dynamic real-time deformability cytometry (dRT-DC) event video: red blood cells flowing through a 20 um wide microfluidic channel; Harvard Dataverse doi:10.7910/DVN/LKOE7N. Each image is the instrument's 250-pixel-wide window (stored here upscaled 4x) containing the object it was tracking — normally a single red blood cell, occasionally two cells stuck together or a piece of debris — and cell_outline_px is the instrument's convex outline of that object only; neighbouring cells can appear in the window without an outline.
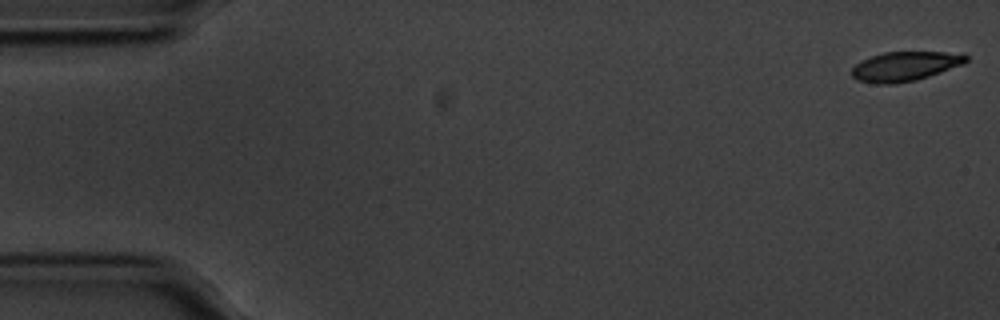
{"species": "common noctule bat (a hibernating species)", "species_latin": "Nyctalus noctula", "temperature_condition": "cold", "stored_images_in_passage": 56, "camera_frame_rate_fps": 3000, "um_per_image_px": 0.085, "animal": {"sex": "male", "body_mass_g": 20.1, "forearm_length_mm": 53.5}, "frame": {"image": 1, "passage_image": 1, "time_ms": 0.0, "image_size_px": [1000, 320], "cell_outline_px": [[968, 60], [964, 64], [916, 80], [892, 84], [876, 84], [856, 80], [848, 72], [856, 64], [872, 56], [884, 52], [944, 52], [968, 56]], "centroid_in_image_um": [76.87, 5.65], "position_along_channel_um": 8.1, "area_um2": 19.48}}
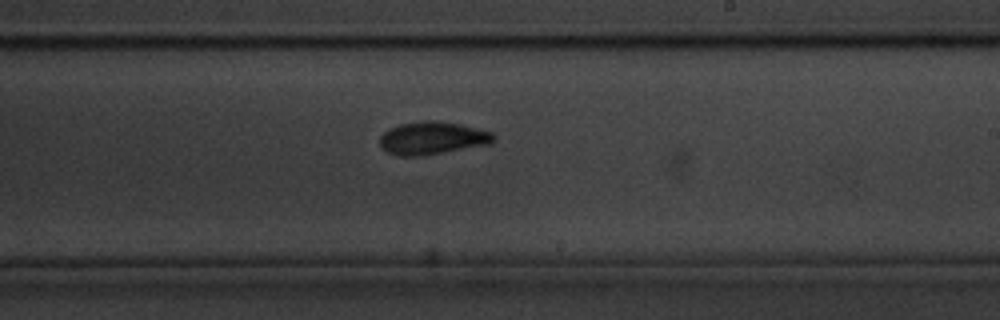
{"frame": {"image": 2, "passage_image": 33, "time_ms": 10.667, "image_size_px": [1000, 320], "cell_outline_px": [[496, 140], [488, 144], [424, 156], [400, 156], [388, 152], [380, 144], [380, 136], [388, 128], [400, 124], [424, 120], [440, 120], [460, 124], [492, 132], [496, 136]], "centroid_in_image_um": [36.76, 11.73], "position_along_channel_um": 252.2, "area_um2": 21.85}}
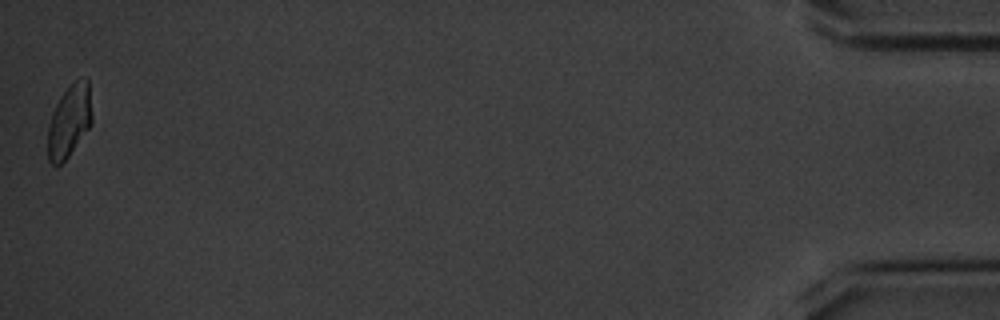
{"frame": {"image": 3, "passage_image": 56, "time_ms": 18.333, "image_size_px": [1000, 320], "cell_outline_px": [[92, 120], [88, 128], [68, 156], [60, 164], [52, 164], [48, 160], [48, 124], [52, 112], [60, 96], [72, 80], [88, 76], [92, 112]], "centroid_in_image_um": [5.89, 10.2], "position_along_channel_um": 429.3, "area_um2": 18.73}, "authors_computed_cell_mechanics": {"area_um2": 20.5768, "velocity_mm_per_s": 3.525, "shape_relaxation_time_tau1_ms": 2.5621, "shape_relaxation_time_tau2_ms": 5.5434, "deformation_change_tau1": 0.0988, "deformation_change_tau2": 0.0732}}